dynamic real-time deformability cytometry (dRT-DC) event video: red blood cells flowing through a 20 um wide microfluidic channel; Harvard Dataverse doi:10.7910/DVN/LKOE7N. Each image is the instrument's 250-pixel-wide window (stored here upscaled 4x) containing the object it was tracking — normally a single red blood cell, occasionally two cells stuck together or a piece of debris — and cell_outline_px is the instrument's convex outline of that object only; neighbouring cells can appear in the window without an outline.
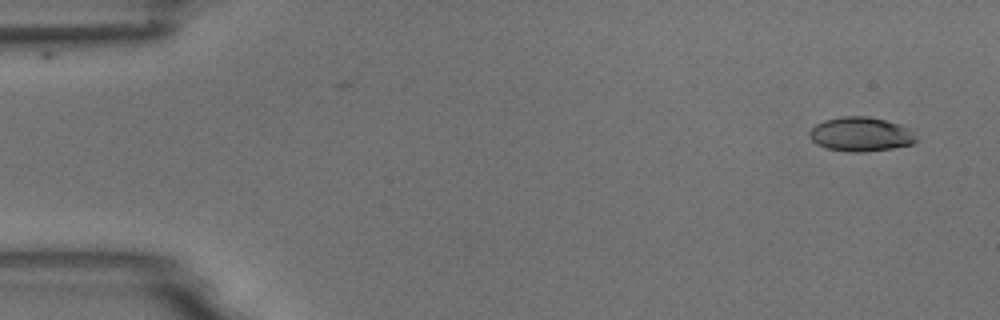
{"species": "common noctule bat (a hibernating species)", "species_latin": "Nyctalus noctula", "temperature_condition": "room temperature", "stored_images_in_passage": 2, "camera_frame_rate_fps": 3000, "um_per_image_px": 0.085, "animal": {"sex": "male", "body_mass_g": 18.8}, "frame": {"image": 1, "passage_image": 2, "time_ms": 1.333, "image_size_px": [1000, 320], "cell_outline_px": [[920, 140], [912, 144], [892, 148], [864, 152], [848, 152], [824, 148], [816, 144], [808, 136], [808, 132], [816, 124], [824, 120], [844, 116], [868, 116], [900, 124], [908, 128]], "centroid_in_image_um": [73.15, 11.42], "position_along_channel_um": 11.8, "area_um2": 21.5}}